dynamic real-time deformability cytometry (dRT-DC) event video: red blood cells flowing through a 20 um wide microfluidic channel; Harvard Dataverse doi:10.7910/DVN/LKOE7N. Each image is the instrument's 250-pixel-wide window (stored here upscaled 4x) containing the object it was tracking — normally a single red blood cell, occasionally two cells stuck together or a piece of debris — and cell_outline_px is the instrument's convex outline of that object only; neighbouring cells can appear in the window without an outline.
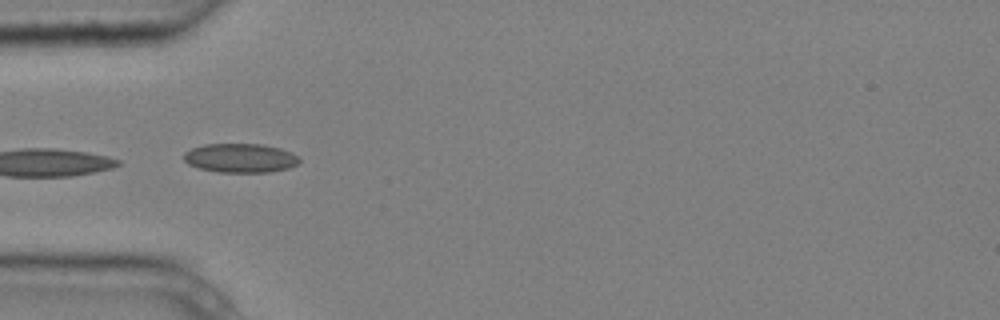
{"species": "common noctule bat (a hibernating species)", "species_latin": "Nyctalus noctula", "temperature_condition": "cold", "stored_images_in_passage": 10, "camera_frame_rate_fps": 3000, "um_per_image_px": 0.085, "animal": {"sex": "male", "body_mass_g": 20.4}, "frame": {"image": 1, "passage_image": 1, "time_ms": 0.0, "image_size_px": [1000, 320], "cell_outline_px": [[300, 160], [296, 164], [288, 168], [268, 172], [220, 172], [200, 168], [188, 164], [184, 160], [184, 152], [192, 148], [204, 144], [264, 144], [280, 148], [292, 152]], "centroid_in_image_um": [20.42, 13.42], "position_along_channel_um": 64.6, "area_um2": 19.48}}